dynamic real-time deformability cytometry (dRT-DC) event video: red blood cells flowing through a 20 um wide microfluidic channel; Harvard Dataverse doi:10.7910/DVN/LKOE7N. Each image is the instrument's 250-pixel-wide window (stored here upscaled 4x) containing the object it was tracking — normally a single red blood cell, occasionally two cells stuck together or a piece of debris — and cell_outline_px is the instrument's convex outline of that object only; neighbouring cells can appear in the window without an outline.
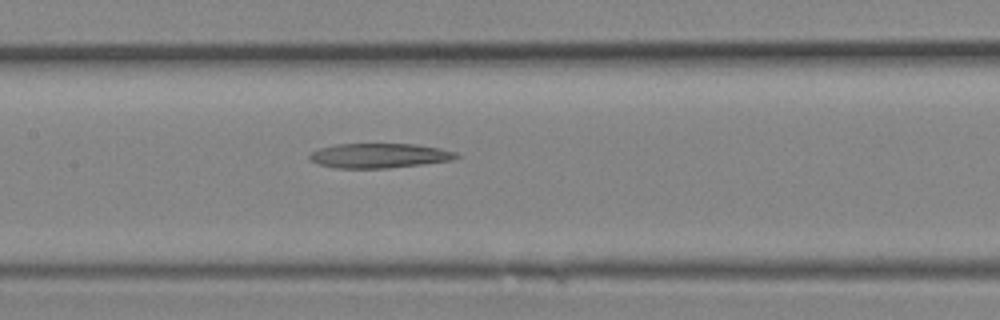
{"species": "Egyptian fruit bat (a non-hibernating species)", "species_latin": "Rousettus aegyptiacus", "temperature_condition": "room temperature", "stored_images_in_passage": 11, "segment_of_instrument_passage": [2, 3], "camera_frame_rate_fps": 3000, "um_per_image_px": 0.085, "animal": {"sex": "female"}, "frame": {"image": 1, "passage_image": 10, "time_ms": 3.0, "image_size_px": [1000, 320], "cell_outline_px": [[460, 156], [452, 160], [388, 168], [336, 168], [320, 164], [312, 160], [308, 156], [312, 152], [320, 148], [336, 144], [416, 144], [440, 148], [456, 152]], "centroid_in_image_um": [32.26, 13.22], "position_along_channel_um": 175.1, "area_um2": 20.87}}